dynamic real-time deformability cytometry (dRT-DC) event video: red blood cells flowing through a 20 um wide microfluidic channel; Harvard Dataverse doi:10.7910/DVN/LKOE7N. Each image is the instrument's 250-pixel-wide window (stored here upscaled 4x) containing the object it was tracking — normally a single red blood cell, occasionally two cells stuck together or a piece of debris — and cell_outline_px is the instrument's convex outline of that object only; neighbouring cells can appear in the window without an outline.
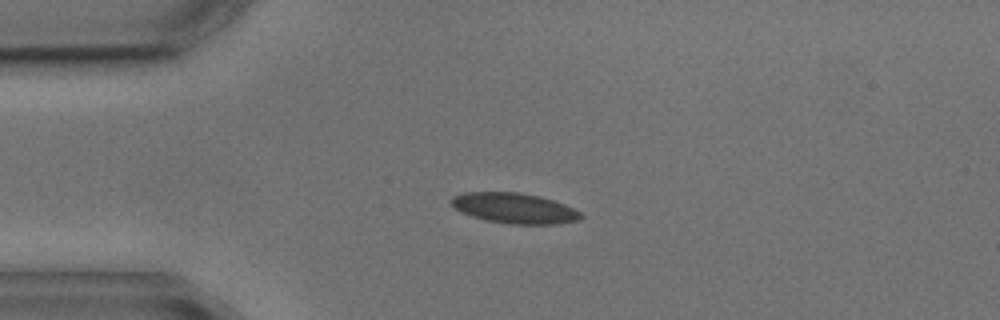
{"species": "common noctule bat (a hibernating species)", "species_latin": "Nyctalus noctula", "temperature_condition": "cold", "stored_images_in_passage": 1, "camera_frame_rate_fps": 3000, "um_per_image_px": 0.085, "animal": {"sex": "male", "body_mass_g": 17.9, "forearm_length_mm": 54.2}, "frame": {"image": 1, "passage_image": 1, "time_ms": 0.0, "image_size_px": [1000, 320], "cell_outline_px": [[584, 216], [580, 220], [556, 224], [512, 224], [484, 220], [460, 212], [452, 204], [452, 196], [464, 192], [520, 192], [540, 196], [564, 204], [580, 212]], "centroid_in_image_um": [43.73, 17.69], "position_along_channel_um": 41.3, "area_um2": 22.95}}